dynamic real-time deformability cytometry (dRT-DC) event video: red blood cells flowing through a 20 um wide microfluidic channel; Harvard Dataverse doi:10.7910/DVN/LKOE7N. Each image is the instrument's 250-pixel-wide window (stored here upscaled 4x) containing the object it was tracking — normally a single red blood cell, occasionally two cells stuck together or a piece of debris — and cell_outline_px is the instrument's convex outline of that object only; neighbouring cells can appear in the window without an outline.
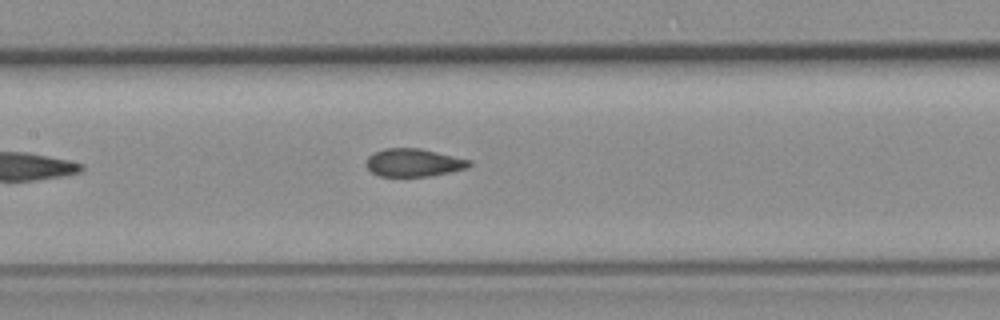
{"species": "common noctule bat (a hibernating species)", "species_latin": "Nyctalus noctula", "temperature_condition": "room temperature", "stored_images_in_passage": 8, "camera_frame_rate_fps": 3000, "um_per_image_px": 0.085, "animal": {"sex": "female", "body_mass_g": 19.3, "forearm_length_mm": 54.1}, "frame": {"image": 1, "passage_image": 8, "time_ms": 8.0, "image_size_px": [1000, 320], "cell_outline_px": [[472, 164], [468, 168], [428, 176], [380, 176], [372, 172], [364, 164], [364, 160], [372, 152], [384, 148], [420, 148], [472, 160]], "centroid_in_image_um": [35.12, 13.81], "position_along_channel_um": 172.3, "area_um2": 16.94}}